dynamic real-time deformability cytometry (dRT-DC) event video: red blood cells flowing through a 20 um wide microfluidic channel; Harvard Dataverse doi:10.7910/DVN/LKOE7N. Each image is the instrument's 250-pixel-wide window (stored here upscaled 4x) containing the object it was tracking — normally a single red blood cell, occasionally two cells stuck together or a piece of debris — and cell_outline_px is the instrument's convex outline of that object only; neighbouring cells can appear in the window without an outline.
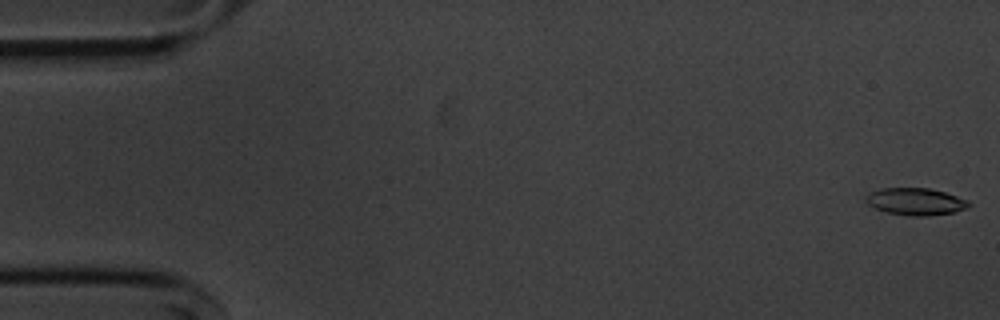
{"species": "common noctule bat (a hibernating species)", "species_latin": "Nyctalus noctula", "temperature_condition": "cold", "stored_images_in_passage": 14, "camera_frame_rate_fps": 3000, "um_per_image_px": 0.085, "animal": {"sex": "male", "body_mass_g": 20.1, "forearm_length_mm": 53.5}, "frame": {"image": 1, "passage_image": 1, "time_ms": 0.0, "image_size_px": [1000, 320], "cell_outline_px": [[972, 204], [968, 208], [956, 212], [928, 216], [912, 216], [888, 212], [876, 208], [868, 204], [864, 196], [868, 192], [880, 188], [928, 188], [944, 192], [968, 200]], "centroid_in_image_um": [77.84, 17.13], "position_along_channel_um": 7.2, "area_um2": 16.36}}